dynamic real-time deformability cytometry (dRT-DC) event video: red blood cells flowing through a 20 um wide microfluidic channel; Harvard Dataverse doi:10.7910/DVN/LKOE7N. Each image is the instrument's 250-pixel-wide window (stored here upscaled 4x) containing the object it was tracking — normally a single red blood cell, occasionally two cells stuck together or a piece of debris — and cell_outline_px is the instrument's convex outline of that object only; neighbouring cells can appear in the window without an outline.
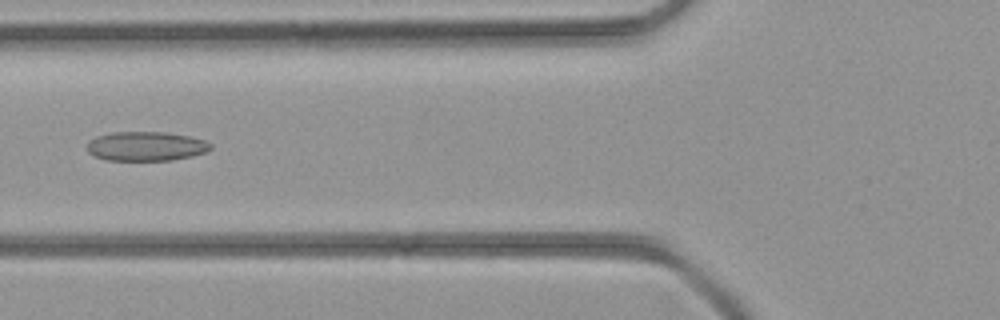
{"species": "common noctule bat (a hibernating species)", "species_latin": "Nyctalus noctula", "temperature_condition": "room temperature", "stored_images_in_passage": 36, "camera_frame_rate_fps": 3000, "um_per_image_px": 0.085, "animal": {"sex": "female", "body_mass_g": 21.9}, "frame": {"image": 1, "passage_image": 10, "time_ms": 3.0, "image_size_px": [1000, 320], "cell_outline_px": [[212, 148], [208, 152], [192, 156], [172, 160], [104, 160], [88, 152], [88, 140], [96, 136], [112, 132], [164, 132], [188, 136], [204, 140], [212, 144]], "centroid_in_image_um": [12.42, 12.43], "position_along_channel_um": 113.4, "area_um2": 21.15}}
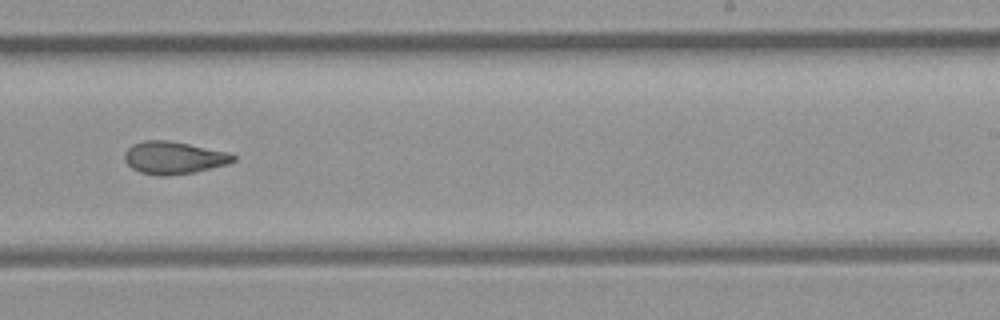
{"frame": {"image": 2, "passage_image": 20, "time_ms": 6.333, "image_size_px": [1000, 320], "cell_outline_px": [[236, 160], [228, 164], [196, 172], [168, 176], [160, 176], [140, 172], [132, 168], [124, 160], [124, 152], [132, 144], [144, 140], [168, 140], [228, 152], [236, 156]], "centroid_in_image_um": [14.76, 13.41], "position_along_channel_um": 274.2, "area_um2": 20.69}}
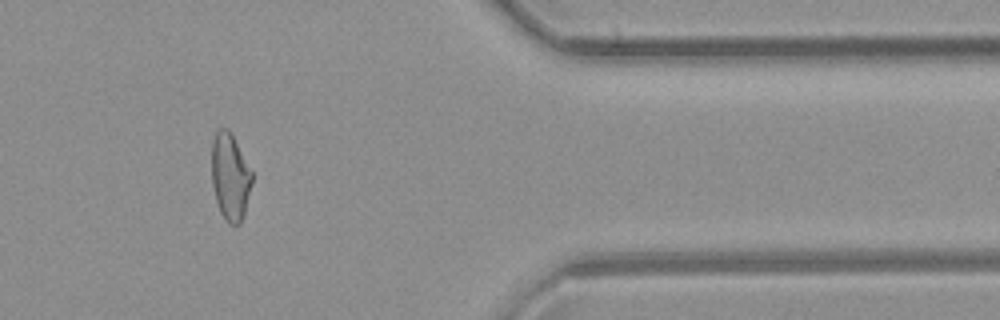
{"frame": {"image": 3, "passage_image": 29, "time_ms": 9.333, "image_size_px": [1000, 320], "cell_outline_px": [[252, 184], [244, 216], [240, 224], [228, 224], [220, 212], [216, 200], [212, 184], [212, 140], [216, 132], [220, 128], [224, 128], [232, 136], [252, 172]], "centroid_in_image_um": [19.56, 15.08], "position_along_channel_um": 391.8, "area_um2": 20.17}}